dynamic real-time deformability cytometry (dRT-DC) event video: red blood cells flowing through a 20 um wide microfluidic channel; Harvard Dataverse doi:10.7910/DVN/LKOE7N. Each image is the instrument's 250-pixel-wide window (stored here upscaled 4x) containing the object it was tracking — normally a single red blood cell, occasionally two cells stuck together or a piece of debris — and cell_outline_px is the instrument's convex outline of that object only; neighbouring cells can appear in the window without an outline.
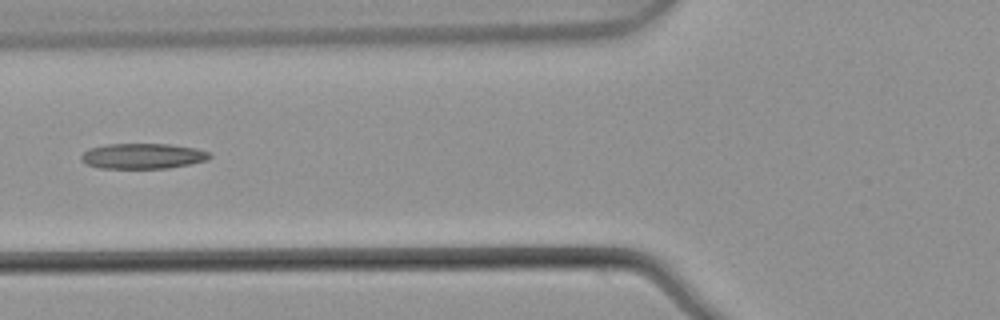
{"species": "common noctule bat (a hibernating species)", "species_latin": "Nyctalus noctula", "temperature_condition": "warm", "stored_images_in_passage": 5, "camera_frame_rate_fps": 3000, "um_per_image_px": 0.085, "animal": {"sex": "male", "body_mass_g": 21.5, "forearm_length_mm": 52.0}, "frame": {"image": 1, "passage_image": 5, "time_ms": 1.333, "image_size_px": [1000, 320], "cell_outline_px": [[212, 156], [208, 160], [168, 168], [100, 168], [88, 164], [80, 160], [80, 156], [88, 148], [108, 144], [168, 144], [196, 148], [208, 152]], "centroid_in_image_um": [12.12, 13.26], "position_along_channel_um": 113.7, "area_um2": 18.96}}